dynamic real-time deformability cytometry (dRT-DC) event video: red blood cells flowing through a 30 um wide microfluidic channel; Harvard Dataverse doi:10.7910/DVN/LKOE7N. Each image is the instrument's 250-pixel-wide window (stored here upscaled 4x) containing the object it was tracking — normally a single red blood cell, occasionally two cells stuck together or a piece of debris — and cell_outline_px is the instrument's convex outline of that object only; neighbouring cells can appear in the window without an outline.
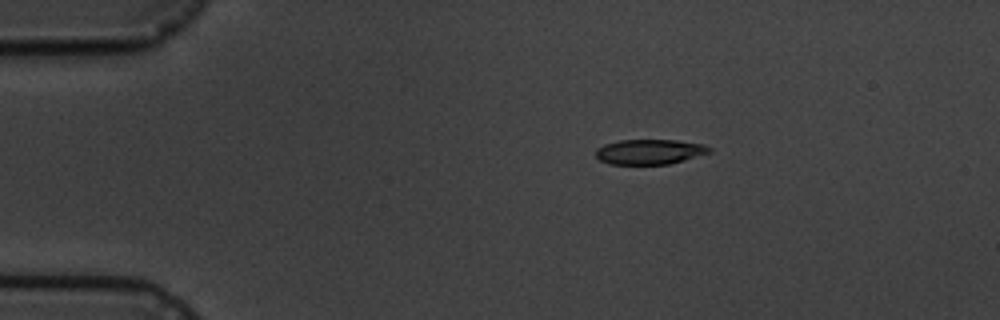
{"species": "common noctule bat (a hibernating species)", "species_latin": "Nyctalus noctula", "temperature_condition": "cold", "stored_images_in_passage": 5, "camera_frame_rate_fps": 3000, "um_per_image_px": 0.085, "animal": {"sex": "male", "body_mass_g": 19.5, "forearm_length_mm": 54.6}, "frame": {"image": 1, "passage_image": 2, "time_ms": 2.0, "image_size_px": [1000, 320], "cell_outline_px": [[712, 152], [684, 160], [668, 164], [608, 164], [600, 160], [596, 156], [596, 148], [604, 144], [620, 140], [676, 140], [704, 144], [712, 148]], "centroid_in_image_um": [55.23, 12.9], "position_along_channel_um": 29.8, "area_um2": 16.65}}
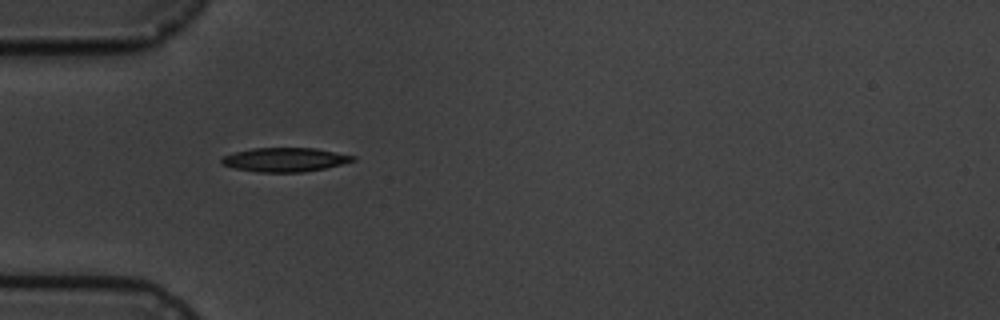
{"frame": {"image": 2, "passage_image": 4, "time_ms": 4.333, "image_size_px": [1000, 320], "cell_outline_px": [[356, 160], [324, 168], [304, 172], [260, 172], [236, 168], [220, 164], [220, 160], [224, 156], [236, 152], [252, 148], [316, 148], [356, 156]], "centroid_in_image_um": [24.22, 13.57], "position_along_channel_um": 60.8, "area_um2": 18.21}}
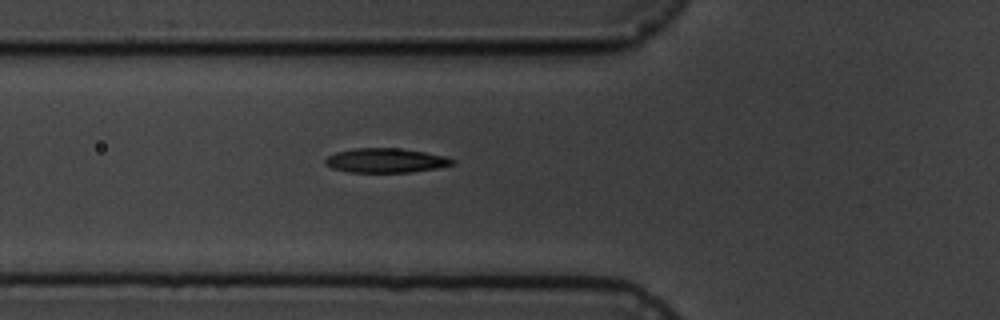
{"frame": {"image": 3, "passage_image": 5, "time_ms": 5.333, "image_size_px": [1000, 320], "cell_outline_px": [[456, 164], [440, 168], [412, 172], [348, 172], [332, 168], [324, 164], [324, 160], [328, 156], [336, 152], [356, 148], [400, 148], [424, 152], [444, 156], [456, 160]], "centroid_in_image_um": [32.82, 13.64], "position_along_channel_um": 93.0, "area_um2": 18.21}}